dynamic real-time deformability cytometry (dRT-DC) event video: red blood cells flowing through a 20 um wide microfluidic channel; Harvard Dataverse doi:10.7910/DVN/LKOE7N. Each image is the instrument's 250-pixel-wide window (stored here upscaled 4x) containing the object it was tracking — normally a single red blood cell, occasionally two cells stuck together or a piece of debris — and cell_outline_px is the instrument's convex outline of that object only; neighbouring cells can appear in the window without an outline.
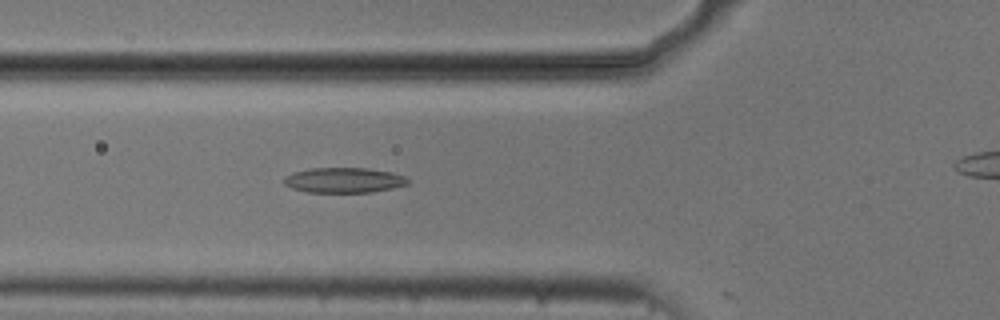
{"species": "common noctule bat (a hibernating species)", "species_latin": "Nyctalus noctula", "temperature_condition": "cold", "stored_images_in_passage": 41, "camera_frame_rate_fps": 3000, "um_per_image_px": 0.085, "animal": {"sex": "male", "body_mass_g": 20.5, "forearm_length_mm": 52.5}, "frame": {"image": 1, "passage_image": 13, "time_ms": 4.0, "image_size_px": [1000, 320], "cell_outline_px": [[408, 184], [392, 188], [372, 192], [308, 192], [292, 188], [284, 184], [284, 176], [292, 172], [312, 168], [368, 168], [392, 172], [404, 176], [408, 180]], "centroid_in_image_um": [29.21, 15.31], "position_along_channel_um": 96.6, "area_um2": 18.15}}
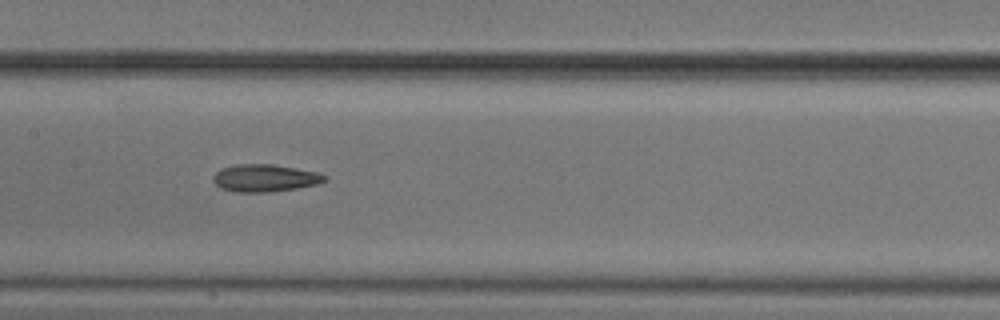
{"frame": {"image": 2, "passage_image": 20, "time_ms": 6.333, "image_size_px": [1000, 320], "cell_outline_px": [[328, 180], [316, 184], [296, 188], [268, 192], [236, 192], [220, 188], [212, 180], [212, 176], [220, 168], [236, 164], [272, 164], [316, 172], [328, 176]], "centroid_in_image_um": [22.48, 15.13], "position_along_channel_um": 184.9, "area_um2": 17.8}}
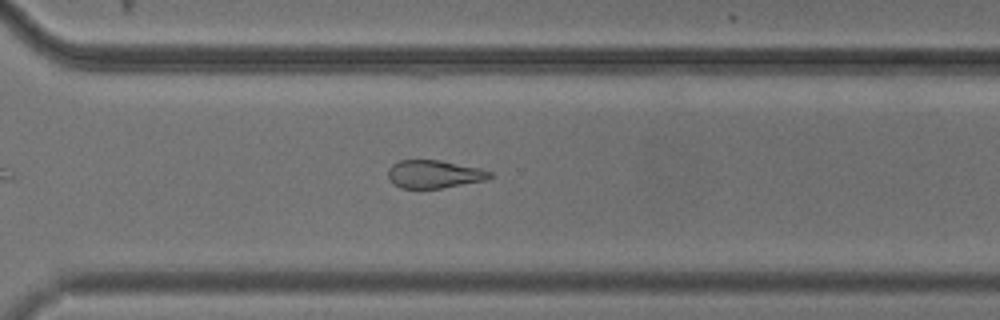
{"frame": {"image": 3, "passage_image": 32, "time_ms": 10.333, "image_size_px": [1000, 320], "cell_outline_px": [[492, 176], [484, 180], [440, 188], [400, 188], [392, 184], [388, 176], [388, 168], [392, 164], [400, 160], [440, 160], [480, 168], [492, 172]], "centroid_in_image_um": [36.86, 14.79], "position_along_channel_um": 333.7, "area_um2": 16.53}}